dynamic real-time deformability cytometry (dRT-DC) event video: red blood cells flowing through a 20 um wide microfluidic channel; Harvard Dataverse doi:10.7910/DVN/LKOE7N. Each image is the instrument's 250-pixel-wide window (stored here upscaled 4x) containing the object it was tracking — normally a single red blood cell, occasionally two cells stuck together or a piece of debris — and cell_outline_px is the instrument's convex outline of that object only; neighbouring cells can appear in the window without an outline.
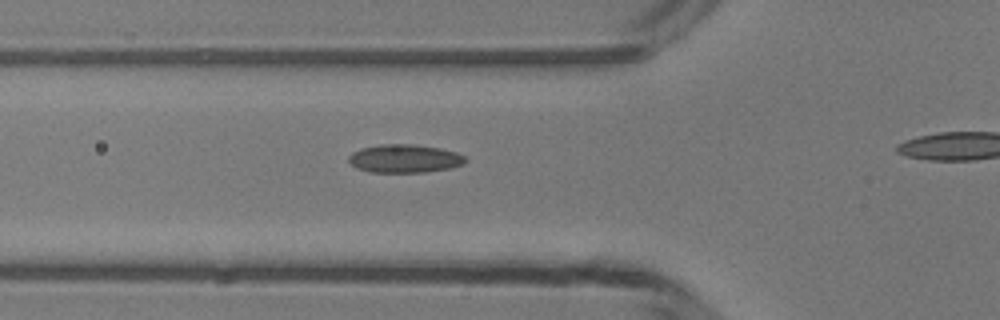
{"species": "common noctule bat (a hibernating species)", "species_latin": "Nyctalus noctula", "temperature_condition": "room temperature", "stored_images_in_passage": 24, "camera_frame_rate_fps": 3000, "um_per_image_px": 0.085, "animal": {"sex": "male", "body_mass_g": 13.3}, "frame": {"image": 1, "passage_image": 2, "time_ms": 0.333, "image_size_px": [1000, 320], "cell_outline_px": [[468, 160], [464, 164], [448, 168], [424, 172], [368, 172], [356, 168], [348, 160], [348, 156], [352, 152], [360, 148], [380, 144], [412, 144], [440, 148], [456, 152], [464, 156]], "centroid_in_image_um": [34.36, 13.47], "position_along_channel_um": 91.4, "area_um2": 19.31}}
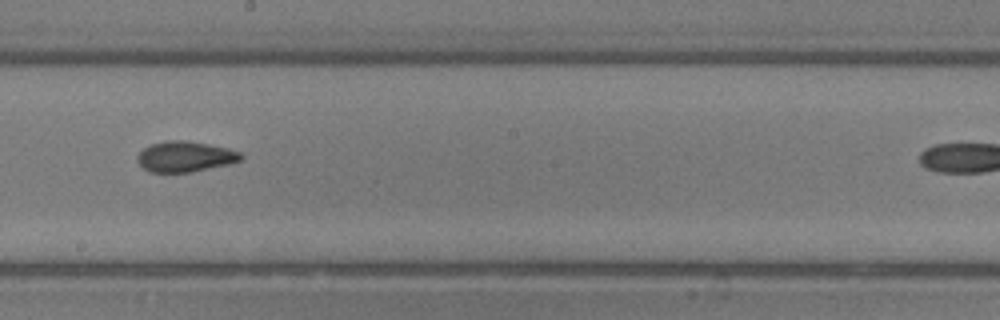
{"frame": {"image": 2, "passage_image": 12, "time_ms": 3.667, "image_size_px": [1000, 320], "cell_outline_px": [[244, 156], [240, 160], [228, 164], [192, 172], [148, 172], [140, 164], [136, 156], [144, 148], [152, 144], [168, 140], [188, 140], [228, 148], [240, 152]], "centroid_in_image_um": [15.74, 13.3], "position_along_channel_um": 232.5, "area_um2": 18.38}}
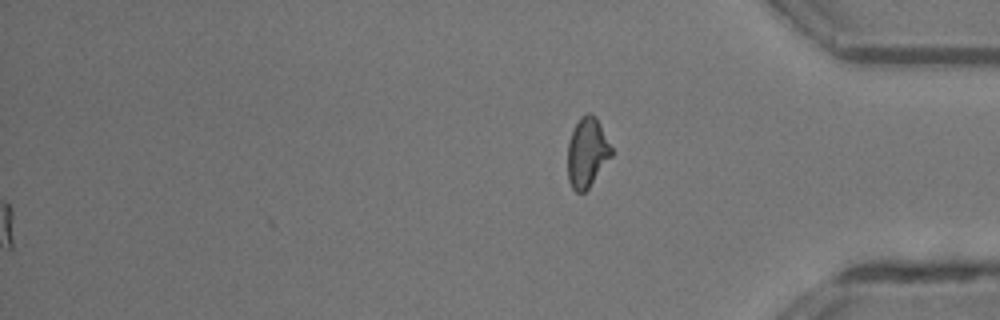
{"frame": {"image": 3, "passage_image": 24, "time_ms": 7.667, "image_size_px": [1000, 320], "cell_outline_px": [[612, 156], [588, 188], [584, 192], [576, 192], [572, 188], [568, 180], [568, 144], [572, 132], [580, 116], [584, 112], [592, 112], [596, 116], [612, 148]], "centroid_in_image_um": [49.9, 12.93], "position_along_channel_um": 385.3, "area_um2": 17.74}}